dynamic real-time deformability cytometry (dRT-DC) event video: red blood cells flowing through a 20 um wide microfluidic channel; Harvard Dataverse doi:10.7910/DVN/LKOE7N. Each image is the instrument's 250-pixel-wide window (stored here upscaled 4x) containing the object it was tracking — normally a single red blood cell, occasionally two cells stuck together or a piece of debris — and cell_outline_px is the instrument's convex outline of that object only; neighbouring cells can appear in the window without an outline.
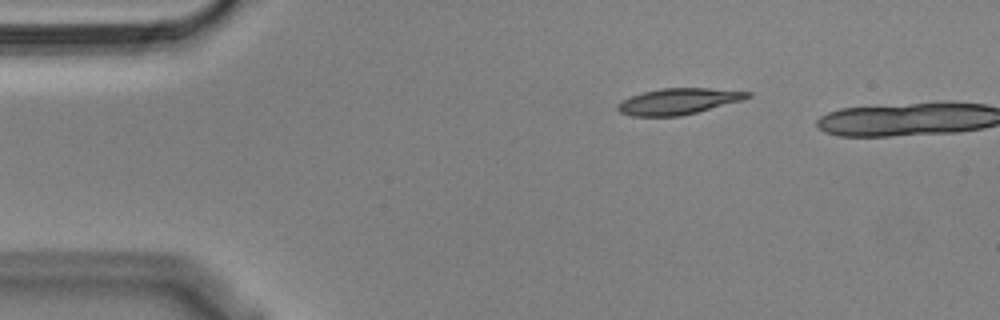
{"species": "Egyptian fruit bat (a non-hibernating species)", "species_latin": "Rousettus aegyptiacus", "temperature_condition": "cold", "stored_images_in_passage": 3, "camera_frame_rate_fps": 3000, "um_per_image_px": 0.085, "animal": {"sex": "male"}, "frame": {"image": 1, "passage_image": 1, "time_ms": 0.0, "image_size_px": [1000, 320], "cell_outline_px": [[752, 96], [744, 100], [680, 116], [632, 116], [620, 112], [616, 108], [616, 104], [620, 100], [644, 92], [660, 88], [708, 88], [752, 92]], "centroid_in_image_um": [57.66, 8.61], "position_along_channel_um": 27.3, "area_um2": 19.77}}